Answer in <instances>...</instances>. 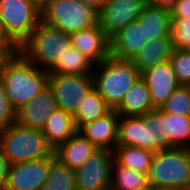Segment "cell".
Segmentation results:
<instances>
[{
	"label": "cell",
	"instance_id": "836d02e7",
	"mask_svg": "<svg viewBox=\"0 0 190 190\" xmlns=\"http://www.w3.org/2000/svg\"><path fill=\"white\" fill-rule=\"evenodd\" d=\"M170 13L172 17L190 18V0H177Z\"/></svg>",
	"mask_w": 190,
	"mask_h": 190
},
{
	"label": "cell",
	"instance_id": "e575fe53",
	"mask_svg": "<svg viewBox=\"0 0 190 190\" xmlns=\"http://www.w3.org/2000/svg\"><path fill=\"white\" fill-rule=\"evenodd\" d=\"M9 167L10 163L7 161L4 154L0 151V190H3L6 186Z\"/></svg>",
	"mask_w": 190,
	"mask_h": 190
},
{
	"label": "cell",
	"instance_id": "ac0fdd59",
	"mask_svg": "<svg viewBox=\"0 0 190 190\" xmlns=\"http://www.w3.org/2000/svg\"><path fill=\"white\" fill-rule=\"evenodd\" d=\"M97 150L94 144L77 131L55 149L54 155L61 164L76 170Z\"/></svg>",
	"mask_w": 190,
	"mask_h": 190
},
{
	"label": "cell",
	"instance_id": "83f0119b",
	"mask_svg": "<svg viewBox=\"0 0 190 190\" xmlns=\"http://www.w3.org/2000/svg\"><path fill=\"white\" fill-rule=\"evenodd\" d=\"M42 190H77L75 170L55 158L50 163L49 175Z\"/></svg>",
	"mask_w": 190,
	"mask_h": 190
},
{
	"label": "cell",
	"instance_id": "277c9868",
	"mask_svg": "<svg viewBox=\"0 0 190 190\" xmlns=\"http://www.w3.org/2000/svg\"><path fill=\"white\" fill-rule=\"evenodd\" d=\"M72 46L70 34L42 20L20 46V53L42 70L50 71Z\"/></svg>",
	"mask_w": 190,
	"mask_h": 190
},
{
	"label": "cell",
	"instance_id": "4fadbf2b",
	"mask_svg": "<svg viewBox=\"0 0 190 190\" xmlns=\"http://www.w3.org/2000/svg\"><path fill=\"white\" fill-rule=\"evenodd\" d=\"M149 89L153 107L160 109L180 86L170 61L157 64L141 73Z\"/></svg>",
	"mask_w": 190,
	"mask_h": 190
},
{
	"label": "cell",
	"instance_id": "2e32d148",
	"mask_svg": "<svg viewBox=\"0 0 190 190\" xmlns=\"http://www.w3.org/2000/svg\"><path fill=\"white\" fill-rule=\"evenodd\" d=\"M119 118L117 111L112 109L105 116L83 124L78 132L98 149L114 151L117 146Z\"/></svg>",
	"mask_w": 190,
	"mask_h": 190
},
{
	"label": "cell",
	"instance_id": "9a60e30c",
	"mask_svg": "<svg viewBox=\"0 0 190 190\" xmlns=\"http://www.w3.org/2000/svg\"><path fill=\"white\" fill-rule=\"evenodd\" d=\"M72 46L83 53L94 64L111 56L110 39L99 24L70 34Z\"/></svg>",
	"mask_w": 190,
	"mask_h": 190
},
{
	"label": "cell",
	"instance_id": "d4e9b609",
	"mask_svg": "<svg viewBox=\"0 0 190 190\" xmlns=\"http://www.w3.org/2000/svg\"><path fill=\"white\" fill-rule=\"evenodd\" d=\"M94 65L83 53L71 46L63 59L49 71V74L92 75Z\"/></svg>",
	"mask_w": 190,
	"mask_h": 190
},
{
	"label": "cell",
	"instance_id": "603a6c76",
	"mask_svg": "<svg viewBox=\"0 0 190 190\" xmlns=\"http://www.w3.org/2000/svg\"><path fill=\"white\" fill-rule=\"evenodd\" d=\"M111 110L112 108L105 102L103 97L92 88L73 114L77 129L85 123L93 122L105 116Z\"/></svg>",
	"mask_w": 190,
	"mask_h": 190
},
{
	"label": "cell",
	"instance_id": "ab89813d",
	"mask_svg": "<svg viewBox=\"0 0 190 190\" xmlns=\"http://www.w3.org/2000/svg\"><path fill=\"white\" fill-rule=\"evenodd\" d=\"M140 190H153V188L149 185L148 187L140 189Z\"/></svg>",
	"mask_w": 190,
	"mask_h": 190
},
{
	"label": "cell",
	"instance_id": "60d3db41",
	"mask_svg": "<svg viewBox=\"0 0 190 190\" xmlns=\"http://www.w3.org/2000/svg\"><path fill=\"white\" fill-rule=\"evenodd\" d=\"M185 50L190 52V42H189L188 46L185 48Z\"/></svg>",
	"mask_w": 190,
	"mask_h": 190
},
{
	"label": "cell",
	"instance_id": "9c48e42d",
	"mask_svg": "<svg viewBox=\"0 0 190 190\" xmlns=\"http://www.w3.org/2000/svg\"><path fill=\"white\" fill-rule=\"evenodd\" d=\"M48 87L57 107L73 115L93 88V78L92 75L49 74Z\"/></svg>",
	"mask_w": 190,
	"mask_h": 190
},
{
	"label": "cell",
	"instance_id": "ffe728a7",
	"mask_svg": "<svg viewBox=\"0 0 190 190\" xmlns=\"http://www.w3.org/2000/svg\"><path fill=\"white\" fill-rule=\"evenodd\" d=\"M77 131L73 115L62 108H57L50 115L42 129L48 143L54 150L65 143Z\"/></svg>",
	"mask_w": 190,
	"mask_h": 190
},
{
	"label": "cell",
	"instance_id": "484cf974",
	"mask_svg": "<svg viewBox=\"0 0 190 190\" xmlns=\"http://www.w3.org/2000/svg\"><path fill=\"white\" fill-rule=\"evenodd\" d=\"M148 186L146 174L121 166L114 160L111 170L110 190H140Z\"/></svg>",
	"mask_w": 190,
	"mask_h": 190
},
{
	"label": "cell",
	"instance_id": "d6986e66",
	"mask_svg": "<svg viewBox=\"0 0 190 190\" xmlns=\"http://www.w3.org/2000/svg\"><path fill=\"white\" fill-rule=\"evenodd\" d=\"M173 50L172 36L153 39L141 47V51L132 62L142 73L157 64L170 61Z\"/></svg>",
	"mask_w": 190,
	"mask_h": 190
},
{
	"label": "cell",
	"instance_id": "ba28073f",
	"mask_svg": "<svg viewBox=\"0 0 190 190\" xmlns=\"http://www.w3.org/2000/svg\"><path fill=\"white\" fill-rule=\"evenodd\" d=\"M0 21L20 47L41 21V3L38 0H0Z\"/></svg>",
	"mask_w": 190,
	"mask_h": 190
},
{
	"label": "cell",
	"instance_id": "d6a6232c",
	"mask_svg": "<svg viewBox=\"0 0 190 190\" xmlns=\"http://www.w3.org/2000/svg\"><path fill=\"white\" fill-rule=\"evenodd\" d=\"M19 52L20 47L9 37L4 25L0 21V53L3 56H8Z\"/></svg>",
	"mask_w": 190,
	"mask_h": 190
},
{
	"label": "cell",
	"instance_id": "8fae6325",
	"mask_svg": "<svg viewBox=\"0 0 190 190\" xmlns=\"http://www.w3.org/2000/svg\"><path fill=\"white\" fill-rule=\"evenodd\" d=\"M147 5L146 0H107L99 11L98 24L111 39L125 26L137 21Z\"/></svg>",
	"mask_w": 190,
	"mask_h": 190
},
{
	"label": "cell",
	"instance_id": "f546056e",
	"mask_svg": "<svg viewBox=\"0 0 190 190\" xmlns=\"http://www.w3.org/2000/svg\"><path fill=\"white\" fill-rule=\"evenodd\" d=\"M170 62L178 83L190 86V52L174 48Z\"/></svg>",
	"mask_w": 190,
	"mask_h": 190
},
{
	"label": "cell",
	"instance_id": "f1b7e54d",
	"mask_svg": "<svg viewBox=\"0 0 190 190\" xmlns=\"http://www.w3.org/2000/svg\"><path fill=\"white\" fill-rule=\"evenodd\" d=\"M161 111L178 116H190V86L180 85L166 100Z\"/></svg>",
	"mask_w": 190,
	"mask_h": 190
},
{
	"label": "cell",
	"instance_id": "30bf717a",
	"mask_svg": "<svg viewBox=\"0 0 190 190\" xmlns=\"http://www.w3.org/2000/svg\"><path fill=\"white\" fill-rule=\"evenodd\" d=\"M114 152L98 149L75 170L77 190H110Z\"/></svg>",
	"mask_w": 190,
	"mask_h": 190
},
{
	"label": "cell",
	"instance_id": "7c38bea8",
	"mask_svg": "<svg viewBox=\"0 0 190 190\" xmlns=\"http://www.w3.org/2000/svg\"><path fill=\"white\" fill-rule=\"evenodd\" d=\"M55 157L11 164L3 190H42Z\"/></svg>",
	"mask_w": 190,
	"mask_h": 190
},
{
	"label": "cell",
	"instance_id": "44dd1931",
	"mask_svg": "<svg viewBox=\"0 0 190 190\" xmlns=\"http://www.w3.org/2000/svg\"><path fill=\"white\" fill-rule=\"evenodd\" d=\"M120 116H142L155 110L146 82L140 77L115 109Z\"/></svg>",
	"mask_w": 190,
	"mask_h": 190
},
{
	"label": "cell",
	"instance_id": "4dcf8cb0",
	"mask_svg": "<svg viewBox=\"0 0 190 190\" xmlns=\"http://www.w3.org/2000/svg\"><path fill=\"white\" fill-rule=\"evenodd\" d=\"M172 42L175 49H185L190 42V18L172 17Z\"/></svg>",
	"mask_w": 190,
	"mask_h": 190
},
{
	"label": "cell",
	"instance_id": "52a82bcc",
	"mask_svg": "<svg viewBox=\"0 0 190 190\" xmlns=\"http://www.w3.org/2000/svg\"><path fill=\"white\" fill-rule=\"evenodd\" d=\"M99 12L83 0H44L41 20L67 34L98 24Z\"/></svg>",
	"mask_w": 190,
	"mask_h": 190
},
{
	"label": "cell",
	"instance_id": "74e56055",
	"mask_svg": "<svg viewBox=\"0 0 190 190\" xmlns=\"http://www.w3.org/2000/svg\"><path fill=\"white\" fill-rule=\"evenodd\" d=\"M153 190H180L178 188H168V187H165V188H153Z\"/></svg>",
	"mask_w": 190,
	"mask_h": 190
},
{
	"label": "cell",
	"instance_id": "7a4b0ae2",
	"mask_svg": "<svg viewBox=\"0 0 190 190\" xmlns=\"http://www.w3.org/2000/svg\"><path fill=\"white\" fill-rule=\"evenodd\" d=\"M125 145L153 152L172 148L166 140L165 112L155 109L142 116H120L117 146Z\"/></svg>",
	"mask_w": 190,
	"mask_h": 190
},
{
	"label": "cell",
	"instance_id": "f35d334b",
	"mask_svg": "<svg viewBox=\"0 0 190 190\" xmlns=\"http://www.w3.org/2000/svg\"><path fill=\"white\" fill-rule=\"evenodd\" d=\"M180 190H190V184L186 185L184 188H181Z\"/></svg>",
	"mask_w": 190,
	"mask_h": 190
},
{
	"label": "cell",
	"instance_id": "7402d4cb",
	"mask_svg": "<svg viewBox=\"0 0 190 190\" xmlns=\"http://www.w3.org/2000/svg\"><path fill=\"white\" fill-rule=\"evenodd\" d=\"M143 26L145 39L149 41L164 36H172V16L170 10L147 5L137 20Z\"/></svg>",
	"mask_w": 190,
	"mask_h": 190
},
{
	"label": "cell",
	"instance_id": "4316f807",
	"mask_svg": "<svg viewBox=\"0 0 190 190\" xmlns=\"http://www.w3.org/2000/svg\"><path fill=\"white\" fill-rule=\"evenodd\" d=\"M166 140L173 147L190 148V117L165 112Z\"/></svg>",
	"mask_w": 190,
	"mask_h": 190
},
{
	"label": "cell",
	"instance_id": "5b68a950",
	"mask_svg": "<svg viewBox=\"0 0 190 190\" xmlns=\"http://www.w3.org/2000/svg\"><path fill=\"white\" fill-rule=\"evenodd\" d=\"M0 151L11 164L55 157L53 147L42 130L18 124L0 129Z\"/></svg>",
	"mask_w": 190,
	"mask_h": 190
},
{
	"label": "cell",
	"instance_id": "e0dca14e",
	"mask_svg": "<svg viewBox=\"0 0 190 190\" xmlns=\"http://www.w3.org/2000/svg\"><path fill=\"white\" fill-rule=\"evenodd\" d=\"M110 43L112 56L120 60H133L148 40L145 39L143 26L135 21L117 32Z\"/></svg>",
	"mask_w": 190,
	"mask_h": 190
},
{
	"label": "cell",
	"instance_id": "3957f363",
	"mask_svg": "<svg viewBox=\"0 0 190 190\" xmlns=\"http://www.w3.org/2000/svg\"><path fill=\"white\" fill-rule=\"evenodd\" d=\"M140 77L141 72L132 60H120L111 55L94 65L93 88L112 109H116Z\"/></svg>",
	"mask_w": 190,
	"mask_h": 190
},
{
	"label": "cell",
	"instance_id": "d590c367",
	"mask_svg": "<svg viewBox=\"0 0 190 190\" xmlns=\"http://www.w3.org/2000/svg\"><path fill=\"white\" fill-rule=\"evenodd\" d=\"M147 4L154 5L166 10H170L174 7L177 0H146Z\"/></svg>",
	"mask_w": 190,
	"mask_h": 190
},
{
	"label": "cell",
	"instance_id": "5bb4252c",
	"mask_svg": "<svg viewBox=\"0 0 190 190\" xmlns=\"http://www.w3.org/2000/svg\"><path fill=\"white\" fill-rule=\"evenodd\" d=\"M52 91L47 87L16 111V122L28 128L42 130L47 119L57 109Z\"/></svg>",
	"mask_w": 190,
	"mask_h": 190
},
{
	"label": "cell",
	"instance_id": "1f68e13d",
	"mask_svg": "<svg viewBox=\"0 0 190 190\" xmlns=\"http://www.w3.org/2000/svg\"><path fill=\"white\" fill-rule=\"evenodd\" d=\"M16 111L0 81V129L6 128L16 122Z\"/></svg>",
	"mask_w": 190,
	"mask_h": 190
},
{
	"label": "cell",
	"instance_id": "8992f818",
	"mask_svg": "<svg viewBox=\"0 0 190 190\" xmlns=\"http://www.w3.org/2000/svg\"><path fill=\"white\" fill-rule=\"evenodd\" d=\"M152 188H184L190 184V148L172 147L154 152L147 174Z\"/></svg>",
	"mask_w": 190,
	"mask_h": 190
},
{
	"label": "cell",
	"instance_id": "6da1fadb",
	"mask_svg": "<svg viewBox=\"0 0 190 190\" xmlns=\"http://www.w3.org/2000/svg\"><path fill=\"white\" fill-rule=\"evenodd\" d=\"M49 72L28 61L20 52L0 60V81L17 110L48 87Z\"/></svg>",
	"mask_w": 190,
	"mask_h": 190
},
{
	"label": "cell",
	"instance_id": "8d00e7d4",
	"mask_svg": "<svg viewBox=\"0 0 190 190\" xmlns=\"http://www.w3.org/2000/svg\"><path fill=\"white\" fill-rule=\"evenodd\" d=\"M88 6H91L98 12L103 8L107 0H83Z\"/></svg>",
	"mask_w": 190,
	"mask_h": 190
},
{
	"label": "cell",
	"instance_id": "cb8c5ba5",
	"mask_svg": "<svg viewBox=\"0 0 190 190\" xmlns=\"http://www.w3.org/2000/svg\"><path fill=\"white\" fill-rule=\"evenodd\" d=\"M114 160L121 166L131 168L144 174H148L154 152L144 148L125 145L116 146Z\"/></svg>",
	"mask_w": 190,
	"mask_h": 190
}]
</instances>
